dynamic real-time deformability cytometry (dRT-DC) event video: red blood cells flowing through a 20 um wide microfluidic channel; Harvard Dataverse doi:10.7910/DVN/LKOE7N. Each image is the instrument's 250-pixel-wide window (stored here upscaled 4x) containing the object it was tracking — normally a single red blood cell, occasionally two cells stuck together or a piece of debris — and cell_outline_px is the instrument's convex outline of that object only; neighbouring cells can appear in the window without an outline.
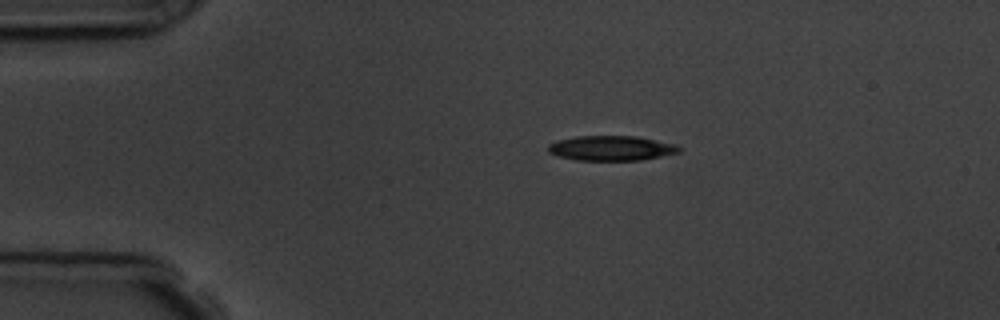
{"species": "common noctule bat (a hibernating species)", "species_latin": "Nyctalus noctula", "temperature_condition": "room temperature", "stored_images_in_passage": 5, "camera_frame_rate_fps": 3000, "um_per_image_px": 0.085, "animal": {"sex": "male", "body_mass_g": 19.5, "forearm_length_mm": 54.6}, "frame": {"image": 1, "passage_image": 3, "time_ms": 2.333, "image_size_px": [1000, 320], "cell_outline_px": [[680, 152], [640, 160], [576, 160], [560, 156], [548, 152], [548, 144], [556, 140], [576, 136], [636, 136], [672, 144], [680, 148]], "centroid_in_image_um": [51.89, 12.59], "position_along_channel_um": 33.1, "area_um2": 18.73}}
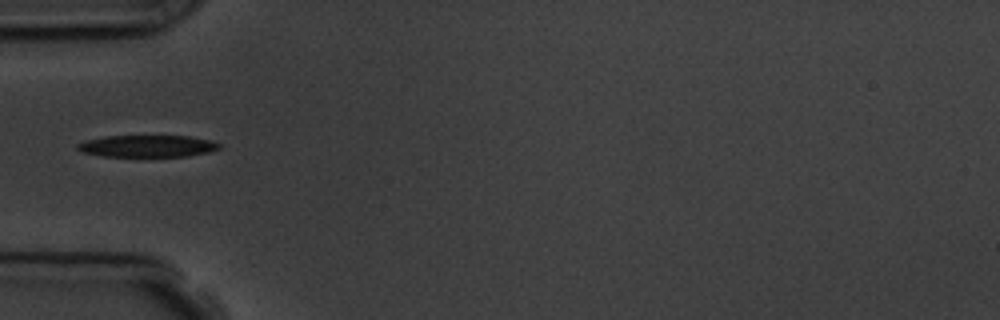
{"frame": {"image": 2, "passage_image": 5, "time_ms": 4.667, "image_size_px": [1000, 320], "cell_outline_px": [[220, 148], [208, 152], [188, 156], [104, 156], [84, 152], [76, 148], [76, 144], [88, 140], [108, 136], [192, 136], [212, 140], [220, 144]], "centroid_in_image_um": [12.58, 12.41], "position_along_channel_um": 72.4, "area_um2": 17.92}}